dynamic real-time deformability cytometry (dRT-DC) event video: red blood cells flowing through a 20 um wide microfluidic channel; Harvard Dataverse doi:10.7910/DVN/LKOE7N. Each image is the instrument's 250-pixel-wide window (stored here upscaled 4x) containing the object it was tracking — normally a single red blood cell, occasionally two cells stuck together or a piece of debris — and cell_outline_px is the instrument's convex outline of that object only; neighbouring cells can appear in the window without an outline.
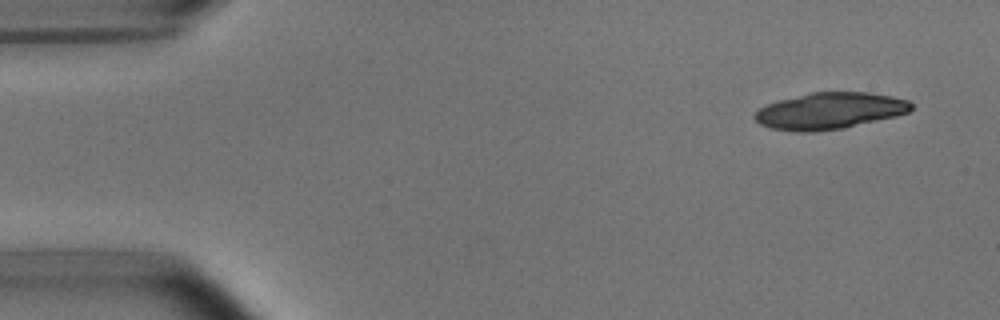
{"species": "common noctule bat (a hibernating species)", "species_latin": "Nyctalus noctula", "temperature_condition": "room temperature", "stored_images_in_passage": 4, "camera_frame_rate_fps": 3000, "um_per_image_px": 0.085, "animal": {"sex": "male", "body_mass_g": 15.6}, "frame": {"image": 1, "passage_image": 1, "time_ms": 0.0, "image_size_px": [1000, 320], "cell_outline_px": [[912, 108], [908, 112], [896, 116], [844, 128], [816, 132], [796, 132], [772, 128], [760, 124], [752, 116], [760, 108], [768, 104], [780, 100], [812, 92], [868, 92], [892, 96], [908, 100], [912, 104]], "centroid_in_image_um": [70.53, 9.43], "position_along_channel_um": 14.5, "area_um2": 33.23}}